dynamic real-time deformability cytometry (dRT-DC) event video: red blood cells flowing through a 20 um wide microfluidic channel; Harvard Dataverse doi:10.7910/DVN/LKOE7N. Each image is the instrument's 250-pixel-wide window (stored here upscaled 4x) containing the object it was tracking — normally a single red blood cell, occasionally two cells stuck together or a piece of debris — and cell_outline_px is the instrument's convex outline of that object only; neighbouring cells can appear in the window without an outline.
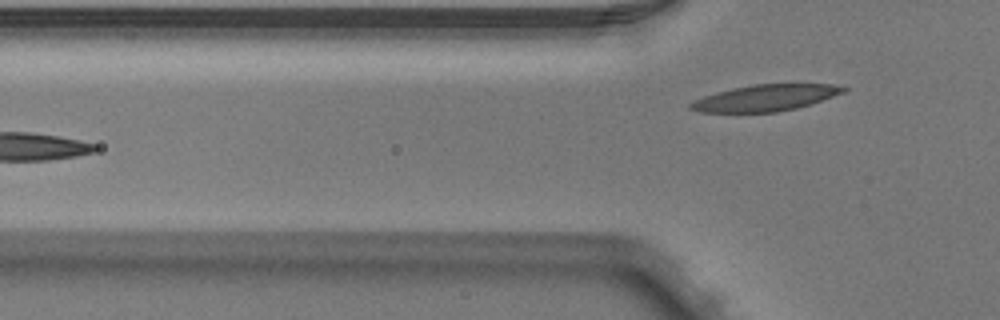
{"species": "Egyptian fruit bat (a non-hibernating species)", "species_latin": "Rousettus aegyptiacus", "temperature_condition": "warm", "stored_images_in_passage": 4, "camera_frame_rate_fps": 3000, "um_per_image_px": 0.085, "animal": {"sex": "male"}, "frame": {"image": 1, "passage_image": 4, "time_ms": 1.0, "image_size_px": [1000, 320], "cell_outline_px": [[848, 88], [844, 92], [812, 104], [796, 108], [776, 112], [700, 112], [688, 108], [688, 104], [704, 96], [716, 92], [732, 88], [752, 84], [832, 84]], "centroid_in_image_um": [65.05, 8.32], "position_along_channel_um": 60.7, "area_um2": 23.41}}